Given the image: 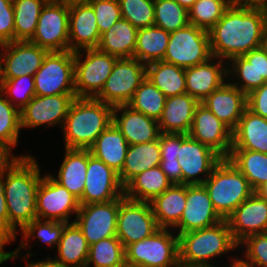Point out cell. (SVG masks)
<instances>
[{
    "label": "cell",
    "instance_id": "f5cc1de1",
    "mask_svg": "<svg viewBox=\"0 0 267 267\" xmlns=\"http://www.w3.org/2000/svg\"><path fill=\"white\" fill-rule=\"evenodd\" d=\"M159 146L161 160H177L178 133H161Z\"/></svg>",
    "mask_w": 267,
    "mask_h": 267
},
{
    "label": "cell",
    "instance_id": "91938a15",
    "mask_svg": "<svg viewBox=\"0 0 267 267\" xmlns=\"http://www.w3.org/2000/svg\"><path fill=\"white\" fill-rule=\"evenodd\" d=\"M14 241L1 227H0V244H8Z\"/></svg>",
    "mask_w": 267,
    "mask_h": 267
},
{
    "label": "cell",
    "instance_id": "603a6c76",
    "mask_svg": "<svg viewBox=\"0 0 267 267\" xmlns=\"http://www.w3.org/2000/svg\"><path fill=\"white\" fill-rule=\"evenodd\" d=\"M69 51L97 48L100 42L96 15L88 2L69 4Z\"/></svg>",
    "mask_w": 267,
    "mask_h": 267
},
{
    "label": "cell",
    "instance_id": "44dd1931",
    "mask_svg": "<svg viewBox=\"0 0 267 267\" xmlns=\"http://www.w3.org/2000/svg\"><path fill=\"white\" fill-rule=\"evenodd\" d=\"M226 220L238 244L250 235L267 233V201L254 192Z\"/></svg>",
    "mask_w": 267,
    "mask_h": 267
},
{
    "label": "cell",
    "instance_id": "83f0119b",
    "mask_svg": "<svg viewBox=\"0 0 267 267\" xmlns=\"http://www.w3.org/2000/svg\"><path fill=\"white\" fill-rule=\"evenodd\" d=\"M232 149H246L267 154V118L248 108L232 131Z\"/></svg>",
    "mask_w": 267,
    "mask_h": 267
},
{
    "label": "cell",
    "instance_id": "4fadbf2b",
    "mask_svg": "<svg viewBox=\"0 0 267 267\" xmlns=\"http://www.w3.org/2000/svg\"><path fill=\"white\" fill-rule=\"evenodd\" d=\"M160 227L153 214L150 202L135 201L120 197L116 237L124 248L128 245L150 237Z\"/></svg>",
    "mask_w": 267,
    "mask_h": 267
},
{
    "label": "cell",
    "instance_id": "03108f58",
    "mask_svg": "<svg viewBox=\"0 0 267 267\" xmlns=\"http://www.w3.org/2000/svg\"><path fill=\"white\" fill-rule=\"evenodd\" d=\"M233 260H232V264L230 265V267H252V266H249V265H247V264H245L242 260H241V258H236L235 260H234V258H232Z\"/></svg>",
    "mask_w": 267,
    "mask_h": 267
},
{
    "label": "cell",
    "instance_id": "277c9868",
    "mask_svg": "<svg viewBox=\"0 0 267 267\" xmlns=\"http://www.w3.org/2000/svg\"><path fill=\"white\" fill-rule=\"evenodd\" d=\"M179 237V263L211 266L208 260L239 247L227 220L200 230L185 232Z\"/></svg>",
    "mask_w": 267,
    "mask_h": 267
},
{
    "label": "cell",
    "instance_id": "003e7915",
    "mask_svg": "<svg viewBox=\"0 0 267 267\" xmlns=\"http://www.w3.org/2000/svg\"><path fill=\"white\" fill-rule=\"evenodd\" d=\"M57 1L64 2L66 4H72V3L88 2L90 0H57Z\"/></svg>",
    "mask_w": 267,
    "mask_h": 267
},
{
    "label": "cell",
    "instance_id": "a7ac6f4b",
    "mask_svg": "<svg viewBox=\"0 0 267 267\" xmlns=\"http://www.w3.org/2000/svg\"><path fill=\"white\" fill-rule=\"evenodd\" d=\"M2 87H3V71H2V61L0 57V92L2 90Z\"/></svg>",
    "mask_w": 267,
    "mask_h": 267
},
{
    "label": "cell",
    "instance_id": "d6a6232c",
    "mask_svg": "<svg viewBox=\"0 0 267 267\" xmlns=\"http://www.w3.org/2000/svg\"><path fill=\"white\" fill-rule=\"evenodd\" d=\"M88 166V149H67L54 179L78 199L82 197Z\"/></svg>",
    "mask_w": 267,
    "mask_h": 267
},
{
    "label": "cell",
    "instance_id": "f546056e",
    "mask_svg": "<svg viewBox=\"0 0 267 267\" xmlns=\"http://www.w3.org/2000/svg\"><path fill=\"white\" fill-rule=\"evenodd\" d=\"M160 228L175 227L186 206V185L172 184L150 202Z\"/></svg>",
    "mask_w": 267,
    "mask_h": 267
},
{
    "label": "cell",
    "instance_id": "d4e9b609",
    "mask_svg": "<svg viewBox=\"0 0 267 267\" xmlns=\"http://www.w3.org/2000/svg\"><path fill=\"white\" fill-rule=\"evenodd\" d=\"M230 61L232 65L227 64V74L241 79V82L233 81L232 84L246 95L267 82V53L261 47Z\"/></svg>",
    "mask_w": 267,
    "mask_h": 267
},
{
    "label": "cell",
    "instance_id": "4dcf8cb0",
    "mask_svg": "<svg viewBox=\"0 0 267 267\" xmlns=\"http://www.w3.org/2000/svg\"><path fill=\"white\" fill-rule=\"evenodd\" d=\"M161 162L159 139L148 143L129 145L122 170L118 173L124 187L133 177Z\"/></svg>",
    "mask_w": 267,
    "mask_h": 267
},
{
    "label": "cell",
    "instance_id": "9c48e42d",
    "mask_svg": "<svg viewBox=\"0 0 267 267\" xmlns=\"http://www.w3.org/2000/svg\"><path fill=\"white\" fill-rule=\"evenodd\" d=\"M34 85L37 96L76 94L74 52H48L41 67L34 74Z\"/></svg>",
    "mask_w": 267,
    "mask_h": 267
},
{
    "label": "cell",
    "instance_id": "8992f818",
    "mask_svg": "<svg viewBox=\"0 0 267 267\" xmlns=\"http://www.w3.org/2000/svg\"><path fill=\"white\" fill-rule=\"evenodd\" d=\"M125 262L141 267H177L179 237L169 228H160L150 237L125 248Z\"/></svg>",
    "mask_w": 267,
    "mask_h": 267
},
{
    "label": "cell",
    "instance_id": "d590c367",
    "mask_svg": "<svg viewBox=\"0 0 267 267\" xmlns=\"http://www.w3.org/2000/svg\"><path fill=\"white\" fill-rule=\"evenodd\" d=\"M146 77L166 96L186 93L185 69L164 61L146 65Z\"/></svg>",
    "mask_w": 267,
    "mask_h": 267
},
{
    "label": "cell",
    "instance_id": "11a10c76",
    "mask_svg": "<svg viewBox=\"0 0 267 267\" xmlns=\"http://www.w3.org/2000/svg\"><path fill=\"white\" fill-rule=\"evenodd\" d=\"M0 227L9 235V215L4 195L3 172L0 174Z\"/></svg>",
    "mask_w": 267,
    "mask_h": 267
},
{
    "label": "cell",
    "instance_id": "cb8c5ba5",
    "mask_svg": "<svg viewBox=\"0 0 267 267\" xmlns=\"http://www.w3.org/2000/svg\"><path fill=\"white\" fill-rule=\"evenodd\" d=\"M201 103L233 131L247 108V95L232 83L224 82Z\"/></svg>",
    "mask_w": 267,
    "mask_h": 267
},
{
    "label": "cell",
    "instance_id": "1f68e13d",
    "mask_svg": "<svg viewBox=\"0 0 267 267\" xmlns=\"http://www.w3.org/2000/svg\"><path fill=\"white\" fill-rule=\"evenodd\" d=\"M138 29L121 18L101 35L97 49L119 58H133Z\"/></svg>",
    "mask_w": 267,
    "mask_h": 267
},
{
    "label": "cell",
    "instance_id": "6da1fadb",
    "mask_svg": "<svg viewBox=\"0 0 267 267\" xmlns=\"http://www.w3.org/2000/svg\"><path fill=\"white\" fill-rule=\"evenodd\" d=\"M267 8L231 4L221 19L209 30L214 58L229 60L260 48Z\"/></svg>",
    "mask_w": 267,
    "mask_h": 267
},
{
    "label": "cell",
    "instance_id": "60d3db41",
    "mask_svg": "<svg viewBox=\"0 0 267 267\" xmlns=\"http://www.w3.org/2000/svg\"><path fill=\"white\" fill-rule=\"evenodd\" d=\"M125 263V248L116 237L102 239L89 246L86 267H122Z\"/></svg>",
    "mask_w": 267,
    "mask_h": 267
},
{
    "label": "cell",
    "instance_id": "e575fe53",
    "mask_svg": "<svg viewBox=\"0 0 267 267\" xmlns=\"http://www.w3.org/2000/svg\"><path fill=\"white\" fill-rule=\"evenodd\" d=\"M57 251L58 256L55 260L63 267H86L89 245L74 222L65 226L57 245Z\"/></svg>",
    "mask_w": 267,
    "mask_h": 267
},
{
    "label": "cell",
    "instance_id": "9a60e30c",
    "mask_svg": "<svg viewBox=\"0 0 267 267\" xmlns=\"http://www.w3.org/2000/svg\"><path fill=\"white\" fill-rule=\"evenodd\" d=\"M120 198L108 202L80 205L73 221L90 246L102 239L116 236Z\"/></svg>",
    "mask_w": 267,
    "mask_h": 267
},
{
    "label": "cell",
    "instance_id": "7dc6e473",
    "mask_svg": "<svg viewBox=\"0 0 267 267\" xmlns=\"http://www.w3.org/2000/svg\"><path fill=\"white\" fill-rule=\"evenodd\" d=\"M20 111L0 92V140L11 149L18 143L20 132Z\"/></svg>",
    "mask_w": 267,
    "mask_h": 267
},
{
    "label": "cell",
    "instance_id": "f1b7e54d",
    "mask_svg": "<svg viewBox=\"0 0 267 267\" xmlns=\"http://www.w3.org/2000/svg\"><path fill=\"white\" fill-rule=\"evenodd\" d=\"M129 144L112 123L96 138L89 148L91 154L119 173L125 162Z\"/></svg>",
    "mask_w": 267,
    "mask_h": 267
},
{
    "label": "cell",
    "instance_id": "7402d4cb",
    "mask_svg": "<svg viewBox=\"0 0 267 267\" xmlns=\"http://www.w3.org/2000/svg\"><path fill=\"white\" fill-rule=\"evenodd\" d=\"M112 122L129 145L152 142L161 134L156 119L134 110L128 104L113 107Z\"/></svg>",
    "mask_w": 267,
    "mask_h": 267
},
{
    "label": "cell",
    "instance_id": "f6af8a7d",
    "mask_svg": "<svg viewBox=\"0 0 267 267\" xmlns=\"http://www.w3.org/2000/svg\"><path fill=\"white\" fill-rule=\"evenodd\" d=\"M1 93L15 108L21 111L36 95L34 76L23 75L17 78L3 79Z\"/></svg>",
    "mask_w": 267,
    "mask_h": 267
},
{
    "label": "cell",
    "instance_id": "ab89813d",
    "mask_svg": "<svg viewBox=\"0 0 267 267\" xmlns=\"http://www.w3.org/2000/svg\"><path fill=\"white\" fill-rule=\"evenodd\" d=\"M43 222V223H42ZM68 223L66 222H59V221H52V220H44L42 219H34L29 224H27L21 231L23 235V240L20 243L19 248L16 250L9 252L8 259L17 258L22 254H19L20 249L29 247L28 241L31 238H37L42 242L50 245L51 247H57L58 243L60 242V238L62 236L63 230ZM37 233V234H35Z\"/></svg>",
    "mask_w": 267,
    "mask_h": 267
},
{
    "label": "cell",
    "instance_id": "9f6ffc18",
    "mask_svg": "<svg viewBox=\"0 0 267 267\" xmlns=\"http://www.w3.org/2000/svg\"><path fill=\"white\" fill-rule=\"evenodd\" d=\"M11 150L6 143L0 140V174L18 158L12 155Z\"/></svg>",
    "mask_w": 267,
    "mask_h": 267
},
{
    "label": "cell",
    "instance_id": "89a4df30",
    "mask_svg": "<svg viewBox=\"0 0 267 267\" xmlns=\"http://www.w3.org/2000/svg\"><path fill=\"white\" fill-rule=\"evenodd\" d=\"M177 267H215V265H211V266H199V265H187V264H183V263H179V265Z\"/></svg>",
    "mask_w": 267,
    "mask_h": 267
},
{
    "label": "cell",
    "instance_id": "d6986e66",
    "mask_svg": "<svg viewBox=\"0 0 267 267\" xmlns=\"http://www.w3.org/2000/svg\"><path fill=\"white\" fill-rule=\"evenodd\" d=\"M188 135L209 146L223 158L230 155L232 130L202 103L195 108L193 123Z\"/></svg>",
    "mask_w": 267,
    "mask_h": 267
},
{
    "label": "cell",
    "instance_id": "7bdbcfd3",
    "mask_svg": "<svg viewBox=\"0 0 267 267\" xmlns=\"http://www.w3.org/2000/svg\"><path fill=\"white\" fill-rule=\"evenodd\" d=\"M188 11L175 0H154V25L172 33L188 26Z\"/></svg>",
    "mask_w": 267,
    "mask_h": 267
},
{
    "label": "cell",
    "instance_id": "52a82bcc",
    "mask_svg": "<svg viewBox=\"0 0 267 267\" xmlns=\"http://www.w3.org/2000/svg\"><path fill=\"white\" fill-rule=\"evenodd\" d=\"M212 57L209 31L189 24L170 33L162 61L186 69L205 63Z\"/></svg>",
    "mask_w": 267,
    "mask_h": 267
},
{
    "label": "cell",
    "instance_id": "484cf974",
    "mask_svg": "<svg viewBox=\"0 0 267 267\" xmlns=\"http://www.w3.org/2000/svg\"><path fill=\"white\" fill-rule=\"evenodd\" d=\"M214 59L212 57L205 63L185 69L186 93L199 103L226 82L224 78L228 75V66L223 67L224 61L219 58L217 63H212Z\"/></svg>",
    "mask_w": 267,
    "mask_h": 267
},
{
    "label": "cell",
    "instance_id": "f907efd6",
    "mask_svg": "<svg viewBox=\"0 0 267 267\" xmlns=\"http://www.w3.org/2000/svg\"><path fill=\"white\" fill-rule=\"evenodd\" d=\"M14 41L13 0H0V45Z\"/></svg>",
    "mask_w": 267,
    "mask_h": 267
},
{
    "label": "cell",
    "instance_id": "5bb4252c",
    "mask_svg": "<svg viewBox=\"0 0 267 267\" xmlns=\"http://www.w3.org/2000/svg\"><path fill=\"white\" fill-rule=\"evenodd\" d=\"M79 199L58 183L53 174L42 177L37 190V218L69 223L72 213L77 215Z\"/></svg>",
    "mask_w": 267,
    "mask_h": 267
},
{
    "label": "cell",
    "instance_id": "4316f807",
    "mask_svg": "<svg viewBox=\"0 0 267 267\" xmlns=\"http://www.w3.org/2000/svg\"><path fill=\"white\" fill-rule=\"evenodd\" d=\"M199 102L188 93L166 97L158 124L161 133L190 132L196 106Z\"/></svg>",
    "mask_w": 267,
    "mask_h": 267
},
{
    "label": "cell",
    "instance_id": "ee69618b",
    "mask_svg": "<svg viewBox=\"0 0 267 267\" xmlns=\"http://www.w3.org/2000/svg\"><path fill=\"white\" fill-rule=\"evenodd\" d=\"M230 5L229 0H197L188 10L189 23L209 31Z\"/></svg>",
    "mask_w": 267,
    "mask_h": 267
},
{
    "label": "cell",
    "instance_id": "7c38bea8",
    "mask_svg": "<svg viewBox=\"0 0 267 267\" xmlns=\"http://www.w3.org/2000/svg\"><path fill=\"white\" fill-rule=\"evenodd\" d=\"M222 159L209 146L194 140L188 134L178 133L177 160L182 171V184H203ZM203 174L205 176L200 178Z\"/></svg>",
    "mask_w": 267,
    "mask_h": 267
},
{
    "label": "cell",
    "instance_id": "2e32d148",
    "mask_svg": "<svg viewBox=\"0 0 267 267\" xmlns=\"http://www.w3.org/2000/svg\"><path fill=\"white\" fill-rule=\"evenodd\" d=\"M123 195L124 187L118 173L94 157L88 149V166L80 205L113 201Z\"/></svg>",
    "mask_w": 267,
    "mask_h": 267
},
{
    "label": "cell",
    "instance_id": "681fc988",
    "mask_svg": "<svg viewBox=\"0 0 267 267\" xmlns=\"http://www.w3.org/2000/svg\"><path fill=\"white\" fill-rule=\"evenodd\" d=\"M100 35L122 18L118 0H90Z\"/></svg>",
    "mask_w": 267,
    "mask_h": 267
},
{
    "label": "cell",
    "instance_id": "6f0895ef",
    "mask_svg": "<svg viewBox=\"0 0 267 267\" xmlns=\"http://www.w3.org/2000/svg\"><path fill=\"white\" fill-rule=\"evenodd\" d=\"M26 267H63L59 262L55 259L47 257L44 261H36L27 263Z\"/></svg>",
    "mask_w": 267,
    "mask_h": 267
},
{
    "label": "cell",
    "instance_id": "836d02e7",
    "mask_svg": "<svg viewBox=\"0 0 267 267\" xmlns=\"http://www.w3.org/2000/svg\"><path fill=\"white\" fill-rule=\"evenodd\" d=\"M171 185L165 173L156 166L133 177L124 186V196L135 201L151 202Z\"/></svg>",
    "mask_w": 267,
    "mask_h": 267
},
{
    "label": "cell",
    "instance_id": "b9f144b4",
    "mask_svg": "<svg viewBox=\"0 0 267 267\" xmlns=\"http://www.w3.org/2000/svg\"><path fill=\"white\" fill-rule=\"evenodd\" d=\"M165 101L166 96L146 77L136 89L128 105L158 121L162 115Z\"/></svg>",
    "mask_w": 267,
    "mask_h": 267
},
{
    "label": "cell",
    "instance_id": "bcb514c9",
    "mask_svg": "<svg viewBox=\"0 0 267 267\" xmlns=\"http://www.w3.org/2000/svg\"><path fill=\"white\" fill-rule=\"evenodd\" d=\"M121 16L137 29L154 25V0H118Z\"/></svg>",
    "mask_w": 267,
    "mask_h": 267
},
{
    "label": "cell",
    "instance_id": "db71d44e",
    "mask_svg": "<svg viewBox=\"0 0 267 267\" xmlns=\"http://www.w3.org/2000/svg\"><path fill=\"white\" fill-rule=\"evenodd\" d=\"M159 167L172 184H182V171L178 160H161Z\"/></svg>",
    "mask_w": 267,
    "mask_h": 267
},
{
    "label": "cell",
    "instance_id": "30bf717a",
    "mask_svg": "<svg viewBox=\"0 0 267 267\" xmlns=\"http://www.w3.org/2000/svg\"><path fill=\"white\" fill-rule=\"evenodd\" d=\"M145 78V64L136 58H119L96 99L112 107L129 104Z\"/></svg>",
    "mask_w": 267,
    "mask_h": 267
},
{
    "label": "cell",
    "instance_id": "8d00e7d4",
    "mask_svg": "<svg viewBox=\"0 0 267 267\" xmlns=\"http://www.w3.org/2000/svg\"><path fill=\"white\" fill-rule=\"evenodd\" d=\"M169 38V32L155 25L138 29L133 58L145 65L162 61Z\"/></svg>",
    "mask_w": 267,
    "mask_h": 267
},
{
    "label": "cell",
    "instance_id": "e0dca14e",
    "mask_svg": "<svg viewBox=\"0 0 267 267\" xmlns=\"http://www.w3.org/2000/svg\"><path fill=\"white\" fill-rule=\"evenodd\" d=\"M76 94H59L54 96H37L20 111L21 129L36 128L43 124L46 127L59 124L61 129L69 108Z\"/></svg>",
    "mask_w": 267,
    "mask_h": 267
},
{
    "label": "cell",
    "instance_id": "3957f363",
    "mask_svg": "<svg viewBox=\"0 0 267 267\" xmlns=\"http://www.w3.org/2000/svg\"><path fill=\"white\" fill-rule=\"evenodd\" d=\"M113 107L96 98L76 97L62 127L65 148L89 149L112 123Z\"/></svg>",
    "mask_w": 267,
    "mask_h": 267
},
{
    "label": "cell",
    "instance_id": "816d5d0a",
    "mask_svg": "<svg viewBox=\"0 0 267 267\" xmlns=\"http://www.w3.org/2000/svg\"><path fill=\"white\" fill-rule=\"evenodd\" d=\"M247 108L253 113L267 118V82L247 95Z\"/></svg>",
    "mask_w": 267,
    "mask_h": 267
},
{
    "label": "cell",
    "instance_id": "5b68a950",
    "mask_svg": "<svg viewBox=\"0 0 267 267\" xmlns=\"http://www.w3.org/2000/svg\"><path fill=\"white\" fill-rule=\"evenodd\" d=\"M218 215L226 220L254 191L246 177L223 158L203 183Z\"/></svg>",
    "mask_w": 267,
    "mask_h": 267
},
{
    "label": "cell",
    "instance_id": "f35d334b",
    "mask_svg": "<svg viewBox=\"0 0 267 267\" xmlns=\"http://www.w3.org/2000/svg\"><path fill=\"white\" fill-rule=\"evenodd\" d=\"M49 0H13L14 41L30 40L35 34L39 15Z\"/></svg>",
    "mask_w": 267,
    "mask_h": 267
},
{
    "label": "cell",
    "instance_id": "7a4b0ae2",
    "mask_svg": "<svg viewBox=\"0 0 267 267\" xmlns=\"http://www.w3.org/2000/svg\"><path fill=\"white\" fill-rule=\"evenodd\" d=\"M38 165L33 156L23 154L3 171L9 236L13 240H16L17 226L21 232L27 224L37 218V190L42 179Z\"/></svg>",
    "mask_w": 267,
    "mask_h": 267
},
{
    "label": "cell",
    "instance_id": "ba28073f",
    "mask_svg": "<svg viewBox=\"0 0 267 267\" xmlns=\"http://www.w3.org/2000/svg\"><path fill=\"white\" fill-rule=\"evenodd\" d=\"M81 51L86 53L84 60H81L83 56ZM117 59V57L101 52L97 48L74 52L76 97L96 98L104 88Z\"/></svg>",
    "mask_w": 267,
    "mask_h": 267
},
{
    "label": "cell",
    "instance_id": "ac0fdd59",
    "mask_svg": "<svg viewBox=\"0 0 267 267\" xmlns=\"http://www.w3.org/2000/svg\"><path fill=\"white\" fill-rule=\"evenodd\" d=\"M3 79L32 75L41 67L49 52L38 45L27 41H13L0 45Z\"/></svg>",
    "mask_w": 267,
    "mask_h": 267
},
{
    "label": "cell",
    "instance_id": "ffe728a7",
    "mask_svg": "<svg viewBox=\"0 0 267 267\" xmlns=\"http://www.w3.org/2000/svg\"><path fill=\"white\" fill-rule=\"evenodd\" d=\"M222 220L203 184L186 185V206L180 222L174 227L179 228L177 235L208 228Z\"/></svg>",
    "mask_w": 267,
    "mask_h": 267
},
{
    "label": "cell",
    "instance_id": "be15d7a7",
    "mask_svg": "<svg viewBox=\"0 0 267 267\" xmlns=\"http://www.w3.org/2000/svg\"><path fill=\"white\" fill-rule=\"evenodd\" d=\"M255 193H257L261 198L267 201V183L260 186Z\"/></svg>",
    "mask_w": 267,
    "mask_h": 267
},
{
    "label": "cell",
    "instance_id": "2644e50d",
    "mask_svg": "<svg viewBox=\"0 0 267 267\" xmlns=\"http://www.w3.org/2000/svg\"><path fill=\"white\" fill-rule=\"evenodd\" d=\"M231 4H241L244 0H229Z\"/></svg>",
    "mask_w": 267,
    "mask_h": 267
},
{
    "label": "cell",
    "instance_id": "680465c9",
    "mask_svg": "<svg viewBox=\"0 0 267 267\" xmlns=\"http://www.w3.org/2000/svg\"><path fill=\"white\" fill-rule=\"evenodd\" d=\"M242 5L267 8V0H244Z\"/></svg>",
    "mask_w": 267,
    "mask_h": 267
},
{
    "label": "cell",
    "instance_id": "74e56055",
    "mask_svg": "<svg viewBox=\"0 0 267 267\" xmlns=\"http://www.w3.org/2000/svg\"><path fill=\"white\" fill-rule=\"evenodd\" d=\"M246 177L255 192L267 183V154L246 149H231L227 157Z\"/></svg>",
    "mask_w": 267,
    "mask_h": 267
},
{
    "label": "cell",
    "instance_id": "6125c7cd",
    "mask_svg": "<svg viewBox=\"0 0 267 267\" xmlns=\"http://www.w3.org/2000/svg\"><path fill=\"white\" fill-rule=\"evenodd\" d=\"M175 1L188 11L197 0H175Z\"/></svg>",
    "mask_w": 267,
    "mask_h": 267
},
{
    "label": "cell",
    "instance_id": "8fae6325",
    "mask_svg": "<svg viewBox=\"0 0 267 267\" xmlns=\"http://www.w3.org/2000/svg\"><path fill=\"white\" fill-rule=\"evenodd\" d=\"M69 4L49 0L39 15L30 42L52 51H69Z\"/></svg>",
    "mask_w": 267,
    "mask_h": 267
},
{
    "label": "cell",
    "instance_id": "8c879c8a",
    "mask_svg": "<svg viewBox=\"0 0 267 267\" xmlns=\"http://www.w3.org/2000/svg\"><path fill=\"white\" fill-rule=\"evenodd\" d=\"M122 267H141L139 265H132V264H129V263H124V265Z\"/></svg>",
    "mask_w": 267,
    "mask_h": 267
},
{
    "label": "cell",
    "instance_id": "c3c4849f",
    "mask_svg": "<svg viewBox=\"0 0 267 267\" xmlns=\"http://www.w3.org/2000/svg\"><path fill=\"white\" fill-rule=\"evenodd\" d=\"M246 247L241 260L252 267H267V233L253 234L239 243Z\"/></svg>",
    "mask_w": 267,
    "mask_h": 267
},
{
    "label": "cell",
    "instance_id": "e7e4bbea",
    "mask_svg": "<svg viewBox=\"0 0 267 267\" xmlns=\"http://www.w3.org/2000/svg\"><path fill=\"white\" fill-rule=\"evenodd\" d=\"M4 245L5 244H0V265L2 263H4L5 261L9 260L8 259L9 252L3 251L4 250Z\"/></svg>",
    "mask_w": 267,
    "mask_h": 267
},
{
    "label": "cell",
    "instance_id": "94428289",
    "mask_svg": "<svg viewBox=\"0 0 267 267\" xmlns=\"http://www.w3.org/2000/svg\"><path fill=\"white\" fill-rule=\"evenodd\" d=\"M266 53H267V20L264 26L262 40H261V46H260Z\"/></svg>",
    "mask_w": 267,
    "mask_h": 267
}]
</instances>
